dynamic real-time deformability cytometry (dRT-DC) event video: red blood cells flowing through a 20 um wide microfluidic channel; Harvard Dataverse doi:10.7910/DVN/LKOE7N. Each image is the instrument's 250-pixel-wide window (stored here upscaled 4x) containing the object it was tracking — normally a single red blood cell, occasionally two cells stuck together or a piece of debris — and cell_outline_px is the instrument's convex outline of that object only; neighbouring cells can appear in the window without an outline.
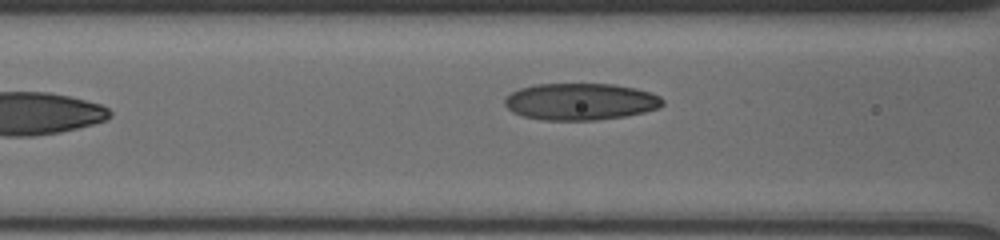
{"species": "human", "species_latin": "Homo sapiens", "temperature_condition": "cold", "stored_images_in_passage": 8, "segment_of_instrument_passage": [2, 2], "camera_frame_rate_fps": 3000, "um_per_image_px": 0.085, "donor": {"sex": "male"}, "frame": {"image": 1, "passage_image": 8, "time_ms": 3.333, "image_size_px": [1000, 240], "cell_outline_px": [[664, 104], [660, 108], [644, 112], [624, 116], [596, 120], [544, 120], [524, 116], [512, 112], [504, 104], [504, 100], [512, 92], [520, 88], [536, 84], [612, 84], [636, 88], [652, 92], [660, 96], [664, 100]], "centroid_in_image_um": [49.38, 8.63], "position_along_channel_um": 117.2, "area_um2": 33.99}}